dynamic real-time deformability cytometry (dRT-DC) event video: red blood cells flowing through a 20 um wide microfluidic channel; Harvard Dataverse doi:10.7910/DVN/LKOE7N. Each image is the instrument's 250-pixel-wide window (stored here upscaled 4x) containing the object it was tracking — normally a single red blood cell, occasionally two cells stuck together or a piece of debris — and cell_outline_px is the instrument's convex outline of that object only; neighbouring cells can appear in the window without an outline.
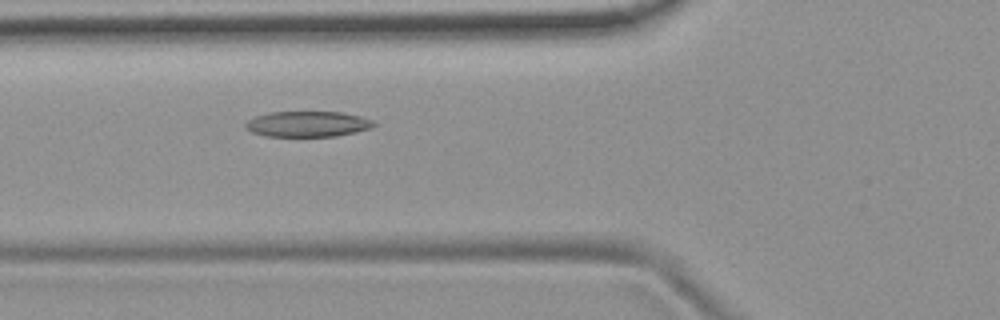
{"species": "common noctule bat (a hibernating species)", "species_latin": "Nyctalus noctula", "temperature_condition": "room temperature", "stored_images_in_passage": 52, "camera_frame_rate_fps": 3000, "um_per_image_px": 0.085, "animal": {"sex": "female", "body_mass_g": 19.9}, "frame": {"image": 1, "passage_image": 19, "time_ms": 6.0, "image_size_px": [1000, 320], "cell_outline_px": [[376, 124], [372, 128], [356, 132], [336, 136], [268, 136], [252, 132], [244, 128], [244, 124], [248, 120], [256, 116], [268, 112], [340, 112], [360, 116], [372, 120]], "centroid_in_image_um": [26.14, 10.54], "position_along_channel_um": 99.7, "area_um2": 19.13}}
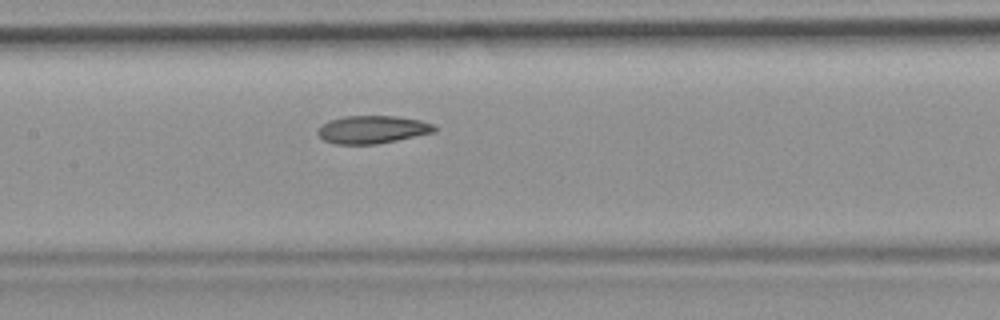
{"frame": {"image": 2, "passage_image": 25, "time_ms": 8.0, "image_size_px": [1000, 320], "cell_outline_px": [[436, 132], [376, 144], [336, 144], [324, 140], [316, 132], [328, 120], [344, 116], [396, 116], [420, 120], [432, 124], [436, 128]], "centroid_in_image_um": [31.65, 11.01], "position_along_channel_um": 175.7, "area_um2": 18.79}}
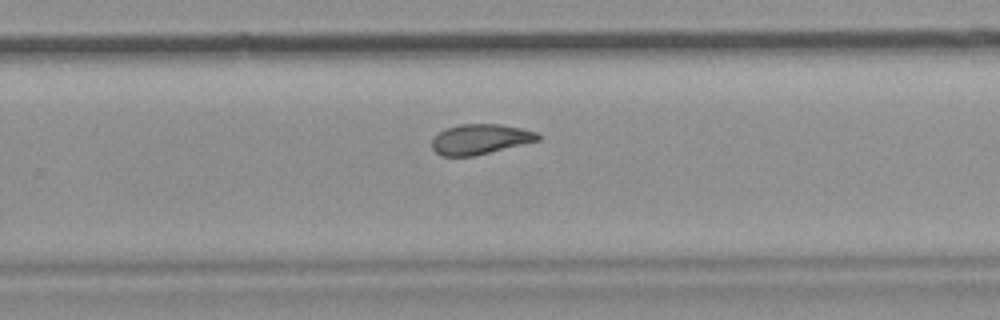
{"frame": {"image": 3, "passage_image": 34, "time_ms": 11.0, "image_size_px": [1000, 320], "cell_outline_px": [[540, 140], [476, 156], [440, 156], [432, 148], [432, 140], [444, 128], [460, 124], [500, 124], [520, 128], [536, 132], [540, 136]], "centroid_in_image_um": [40.81, 11.84], "position_along_channel_um": 289.0, "area_um2": 18.67}, "authors_computed_cell_mechanics": {"area_um2": 19.8543, "velocity_mm_per_s": 3.792, "shape_relaxation_time_tau1_ms": null, "shape_relaxation_time_tau2_ms": 5.8319, "deformation_change_tau1": null, "deformation_change_tau2": 0.1105}}